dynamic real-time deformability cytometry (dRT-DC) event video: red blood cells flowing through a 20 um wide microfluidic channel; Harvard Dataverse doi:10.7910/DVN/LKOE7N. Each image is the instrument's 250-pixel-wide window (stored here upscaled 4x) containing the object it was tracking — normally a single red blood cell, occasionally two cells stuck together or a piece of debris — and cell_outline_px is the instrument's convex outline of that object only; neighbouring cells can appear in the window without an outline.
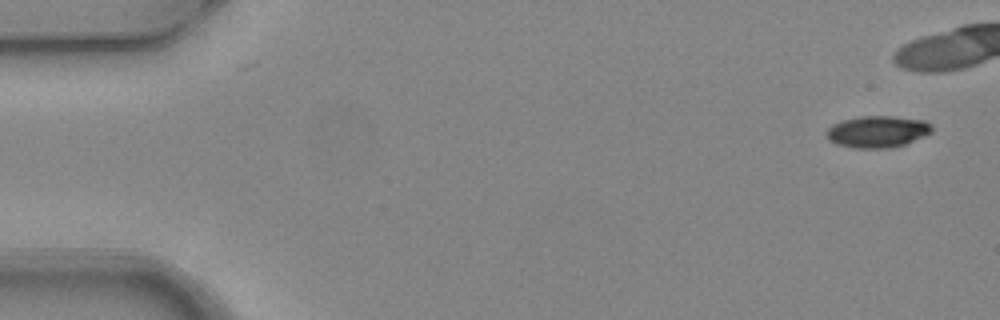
{"species": "common noctule bat (a hibernating species)", "species_latin": "Nyctalus noctula", "temperature_condition": "warm", "stored_images_in_passage": 6, "camera_frame_rate_fps": 3000, "um_per_image_px": 0.085, "animal": {"sex": "female", "body_mass_g": 24.6, "forearm_length_mm": 56.2}, "frame": {"image": 1, "passage_image": 1, "time_ms": 0.0, "image_size_px": [1000, 320], "cell_outline_px": [[932, 132], [924, 136], [904, 144], [892, 148], [856, 148], [836, 144], [828, 140], [824, 132], [832, 124], [840, 120], [860, 116], [892, 116], [924, 120], [932, 124]], "centroid_in_image_um": [74.55, 11.18], "position_along_channel_um": 10.5, "area_um2": 19.71}}